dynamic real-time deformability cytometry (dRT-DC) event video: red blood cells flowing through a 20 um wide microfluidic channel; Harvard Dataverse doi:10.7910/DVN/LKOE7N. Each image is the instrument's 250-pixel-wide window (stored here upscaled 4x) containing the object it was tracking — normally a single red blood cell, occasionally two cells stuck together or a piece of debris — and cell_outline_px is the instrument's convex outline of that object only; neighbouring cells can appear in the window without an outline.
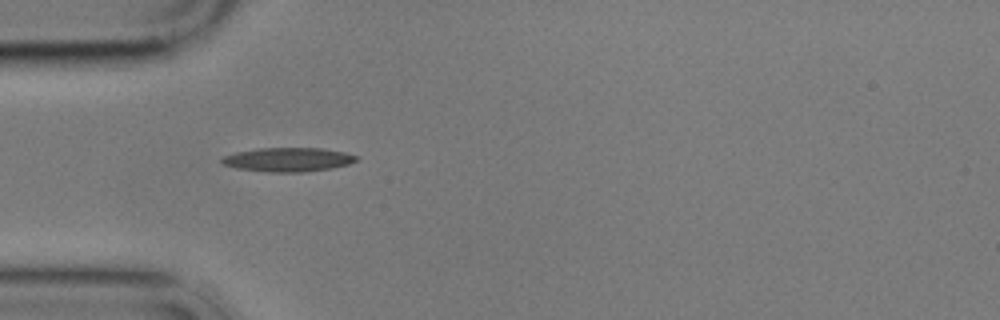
{"species": "common noctule bat (a hibernating species)", "species_latin": "Nyctalus noctula", "temperature_condition": "cold", "stored_images_in_passage": 3, "camera_frame_rate_fps": 3000, "um_per_image_px": 0.085, "animal": {"sex": "male", "body_mass_g": 17.9}, "frame": {"image": 1, "passage_image": 1, "time_ms": 0.0, "image_size_px": [1000, 320], "cell_outline_px": [[360, 156], [356, 160], [348, 164], [332, 168], [304, 172], [268, 172], [236, 168], [224, 164], [220, 160], [224, 156], [236, 152], [256, 148], [320, 148], [344, 152]], "centroid_in_image_um": [24.49, 13.56], "position_along_channel_um": 60.5, "area_um2": 18.79}}
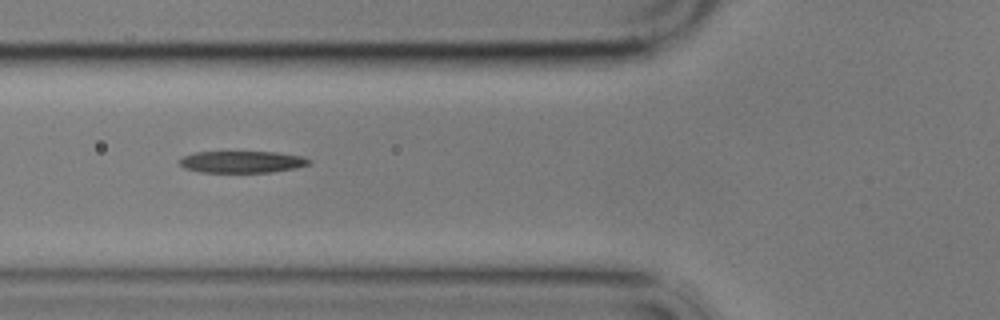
{"frame": {"image": 2, "passage_image": 2, "time_ms": 1.333, "image_size_px": [1000, 320], "cell_outline_px": [[312, 160], [308, 164], [296, 168], [272, 172], [200, 172], [184, 168], [180, 164], [180, 156], [196, 152], [276, 152], [304, 156]], "centroid_in_image_um": [20.57, 13.75], "position_along_channel_um": 105.2, "area_um2": 16.53}}
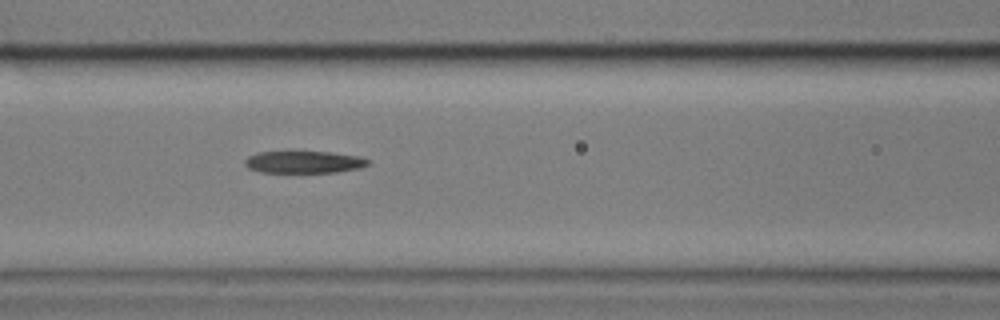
{"frame": {"image": 3, "passage_image": 3, "time_ms": 2.333, "image_size_px": [1000, 320], "cell_outline_px": [[372, 164], [360, 168], [336, 172], [260, 172], [248, 168], [244, 164], [244, 160], [248, 156], [256, 152], [328, 152], [360, 156], [372, 160]], "centroid_in_image_um": [25.87, 13.77], "position_along_channel_um": 140.7, "area_um2": 16.01}}